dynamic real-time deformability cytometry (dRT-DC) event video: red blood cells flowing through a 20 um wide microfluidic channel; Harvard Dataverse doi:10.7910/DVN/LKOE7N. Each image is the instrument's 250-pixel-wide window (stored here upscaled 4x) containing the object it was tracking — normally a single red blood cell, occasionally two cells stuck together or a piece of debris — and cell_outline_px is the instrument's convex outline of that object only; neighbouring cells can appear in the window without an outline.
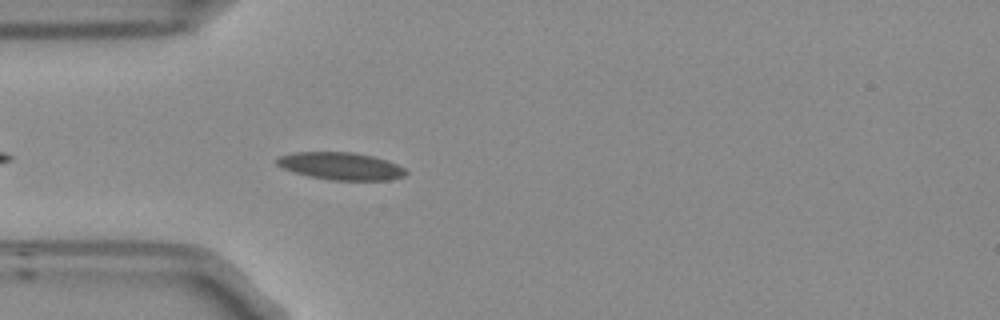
{"species": "Egyptian fruit bat (a non-hibernating species)", "species_latin": "Rousettus aegyptiacus", "temperature_condition": "room temperature", "stored_images_in_passage": 3, "camera_frame_rate_fps": 3000, "um_per_image_px": 0.085, "frame": {"image": 1, "passage_image": 3, "time_ms": 0.667, "image_size_px": [1000, 320], "cell_outline_px": [[408, 172], [404, 176], [388, 180], [332, 180], [308, 176], [284, 168], [276, 164], [276, 160], [280, 156], [296, 152], [352, 152], [372, 156], [396, 164], [404, 168]], "centroid_in_image_um": [28.98, 14.12], "position_along_channel_um": 56.0, "area_um2": 20.35}}